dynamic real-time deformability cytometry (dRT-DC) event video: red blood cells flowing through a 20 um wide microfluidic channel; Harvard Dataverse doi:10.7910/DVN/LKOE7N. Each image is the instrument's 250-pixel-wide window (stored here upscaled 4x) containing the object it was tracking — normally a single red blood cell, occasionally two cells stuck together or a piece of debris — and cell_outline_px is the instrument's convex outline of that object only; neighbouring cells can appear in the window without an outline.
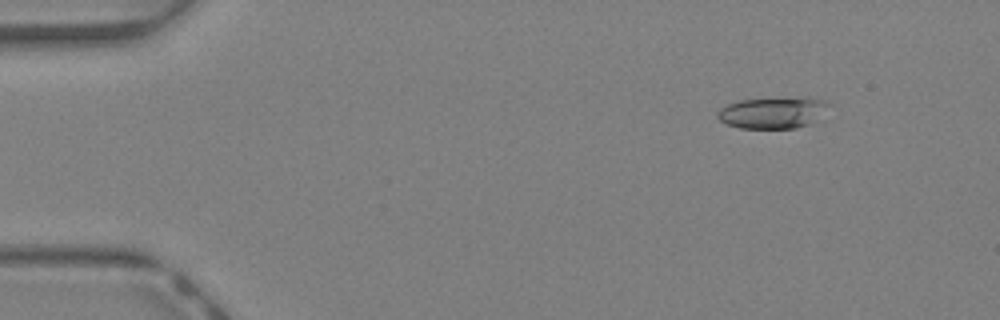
{"species": "Egyptian fruit bat (a non-hibernating species)", "species_latin": "Rousettus aegyptiacus", "temperature_condition": "warm", "stored_images_in_passage": 41, "camera_frame_rate_fps": 3000, "um_per_image_px": 0.085, "animal": {"sex": "female"}, "frame": {"image": 1, "passage_image": 3, "time_ms": 0.667, "image_size_px": [1000, 320], "cell_outline_px": [[832, 104], [808, 124], [796, 128], [740, 128], [728, 124], [720, 120], [716, 116], [716, 112], [720, 108], [728, 104], [740, 100], [824, 100]], "centroid_in_image_um": [65.58, 9.62], "position_along_channel_um": 19.4, "area_um2": 19.13}}
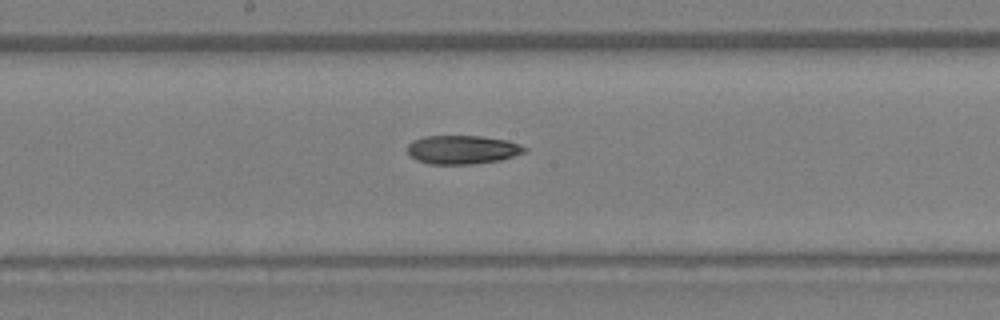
{"frame": {"image": 2, "passage_image": 21, "time_ms": 6.667, "image_size_px": [1000, 320], "cell_outline_px": [[528, 148], [524, 152], [500, 160], [476, 164], [428, 164], [416, 160], [408, 152], [408, 144], [412, 140], [424, 136], [480, 136], [508, 140], [520, 144]], "centroid_in_image_um": [39.3, 12.72], "position_along_channel_um": 208.9, "area_um2": 19.65}}
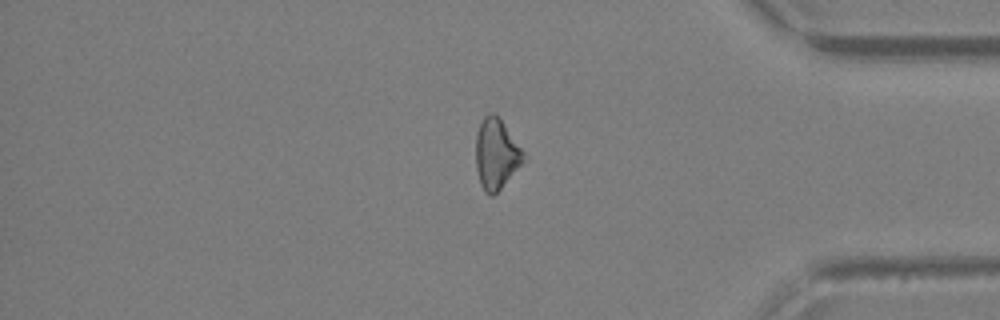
{"frame": {"image": 3, "passage_image": 34, "time_ms": 11.0, "image_size_px": [1000, 320], "cell_outline_px": [[524, 152], [520, 164], [500, 188], [492, 196], [488, 196], [484, 192], [480, 184], [476, 168], [476, 132], [484, 116], [488, 112], [492, 112], [504, 124]], "centroid_in_image_um": [42.12, 13.08], "position_along_channel_um": 393.1, "area_um2": 19.02}, "authors_computed_cell_mechanics": {"area_um2": 19.8254, "velocity_mm_per_s": 4.7983, "shape_relaxation_time_tau1_ms": 8.8782, "shape_relaxation_time_tau2_ms": null, "deformation_change_tau1": 0.2176, "deformation_change_tau2": null}}